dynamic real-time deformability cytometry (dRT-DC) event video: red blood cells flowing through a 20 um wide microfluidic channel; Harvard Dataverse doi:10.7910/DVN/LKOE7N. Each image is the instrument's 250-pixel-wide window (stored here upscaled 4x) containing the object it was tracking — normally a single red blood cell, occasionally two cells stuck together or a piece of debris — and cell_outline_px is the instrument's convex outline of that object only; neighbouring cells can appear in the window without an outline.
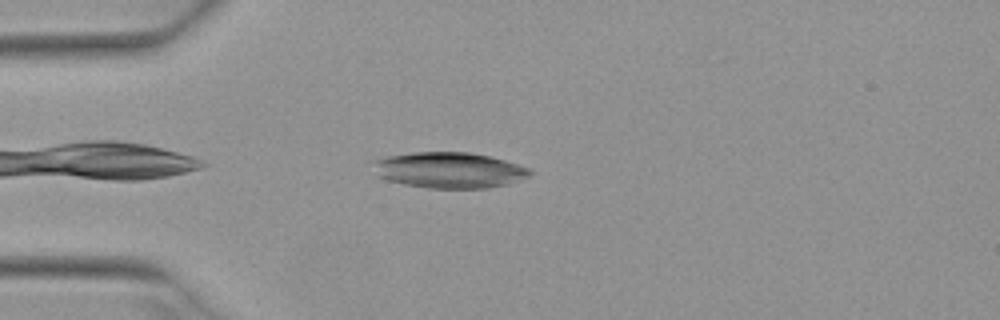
{"species": "Egyptian fruit bat (a non-hibernating species)", "species_latin": "Rousettus aegyptiacus", "temperature_condition": "warm", "stored_images_in_passage": 42, "camera_frame_rate_fps": 3000, "um_per_image_px": 0.085, "animal": {"sex": "female"}, "frame": {"image": 1, "passage_image": 3, "time_ms": 0.667, "image_size_px": [1000, 320], "cell_outline_px": [[532, 172], [528, 176], [508, 184], [488, 188], [428, 188], [404, 184], [388, 180], [376, 176], [368, 160], [388, 156], [412, 152], [468, 152], [492, 156], [528, 168]], "centroid_in_image_um": [38.09, 14.45], "position_along_channel_um": 46.9, "area_um2": 33.06}}
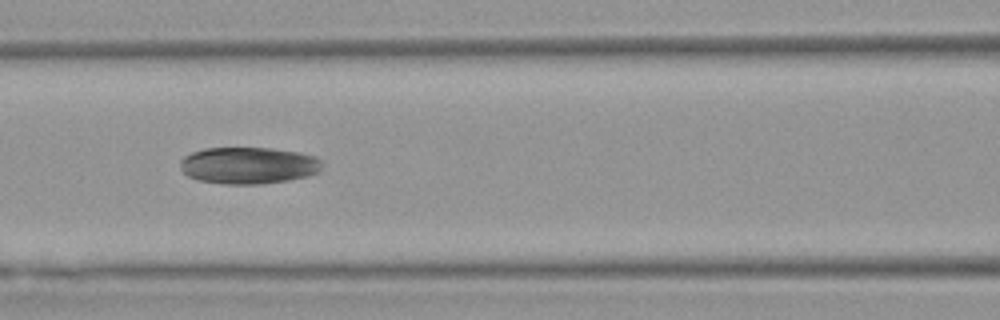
{"frame": {"image": 2, "passage_image": 12, "time_ms": 3.667, "image_size_px": [1000, 320], "cell_outline_px": [[320, 168], [316, 172], [308, 176], [288, 180], [260, 184], [224, 184], [200, 180], [188, 176], [180, 168], [180, 160], [184, 156], [192, 152], [204, 148], [272, 148], [300, 152], [316, 156], [320, 160]], "centroid_in_image_um": [21.1, 14.05], "position_along_channel_um": 145.5, "area_um2": 30.4}}
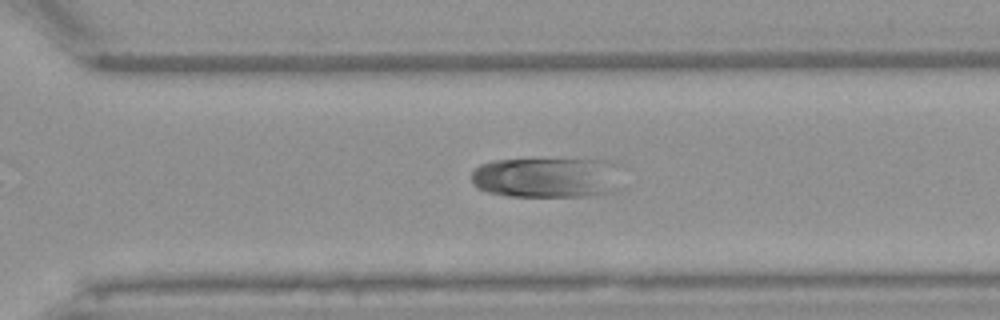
{"frame": {"image": 3, "passage_image": 26, "time_ms": 8.333, "image_size_px": [1000, 320], "cell_outline_px": [[624, 164], [620, 188], [616, 192], [588, 196], [508, 196], [488, 192], [472, 184], [472, 168], [480, 164], [492, 160], [612, 160]], "centroid_in_image_um": [46.64, 15.08], "position_along_channel_um": 324.0, "area_um2": 36.47}}